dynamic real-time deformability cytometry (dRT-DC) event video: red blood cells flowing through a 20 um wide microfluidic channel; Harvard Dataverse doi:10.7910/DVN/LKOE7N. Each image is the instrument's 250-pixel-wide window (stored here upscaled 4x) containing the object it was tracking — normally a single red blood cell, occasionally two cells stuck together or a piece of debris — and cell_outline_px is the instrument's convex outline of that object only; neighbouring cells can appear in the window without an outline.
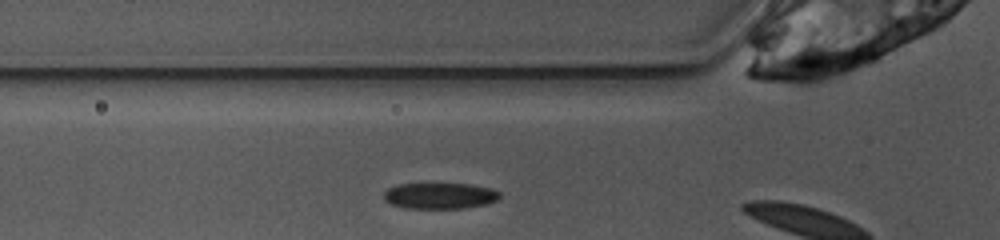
{"species": "common noctule bat (a hibernating species)", "species_latin": "Nyctalus noctula", "temperature_condition": "warm", "stored_images_in_passage": 3, "camera_frame_rate_fps": 3000, "um_per_image_px": 0.085, "animal": {"sex": "female", "body_mass_g": 10.0, "forearm_length_mm": 53.1}, "frame": {"image": 1, "passage_image": 2, "time_ms": 0.333, "image_size_px": [1000, 240], "cell_outline_px": [[500, 200], [484, 204], [464, 208], [404, 208], [392, 204], [384, 200], [384, 192], [388, 188], [396, 184], [468, 184], [492, 188], [500, 192]], "centroid_in_image_um": [37.39, 16.64], "position_along_channel_um": 88.4, "area_um2": 17.63}}